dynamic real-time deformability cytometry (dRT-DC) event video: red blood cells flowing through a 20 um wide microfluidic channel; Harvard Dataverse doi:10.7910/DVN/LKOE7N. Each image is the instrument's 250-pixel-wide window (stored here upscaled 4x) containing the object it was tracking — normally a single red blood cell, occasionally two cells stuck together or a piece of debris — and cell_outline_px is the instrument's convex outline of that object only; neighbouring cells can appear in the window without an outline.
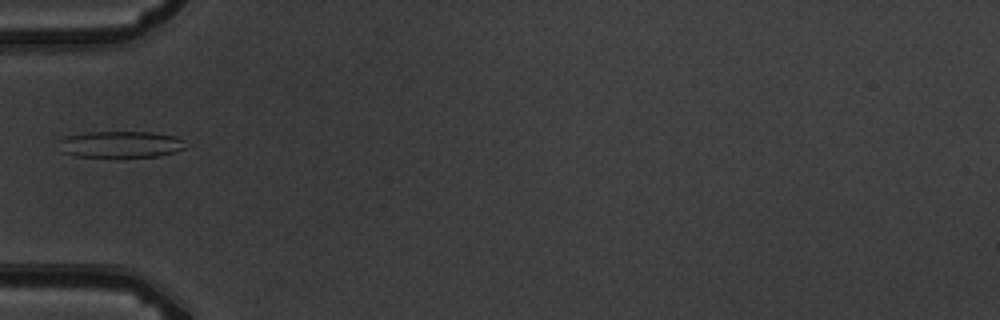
{"species": "common noctule bat (a hibernating species)", "species_latin": "Nyctalus noctula", "temperature_condition": "warm", "stored_images_in_passage": 2, "camera_frame_rate_fps": 3000, "um_per_image_px": 0.085, "animal": {"sex": "male", "body_mass_g": 19.5, "forearm_length_mm": 54.6}, "frame": {"image": 1, "passage_image": 2, "time_ms": 1.0, "image_size_px": [1000, 320], "cell_outline_px": [[184, 148], [176, 152], [160, 156], [76, 156], [60, 152], [56, 140], [68, 136], [88, 132], [152, 132], [176, 136], [184, 140]], "centroid_in_image_um": [10.22, 12.26], "position_along_channel_um": 74.8, "area_um2": 19.59}}